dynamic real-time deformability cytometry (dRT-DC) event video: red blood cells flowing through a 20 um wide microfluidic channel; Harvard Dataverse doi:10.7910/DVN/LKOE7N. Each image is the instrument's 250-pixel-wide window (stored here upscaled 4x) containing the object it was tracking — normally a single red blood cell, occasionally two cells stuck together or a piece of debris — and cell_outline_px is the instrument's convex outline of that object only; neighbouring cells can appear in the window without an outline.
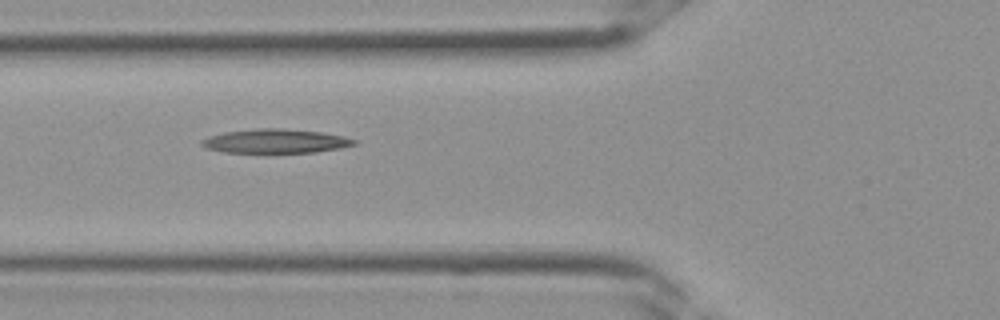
{"species": "Egyptian fruit bat (a non-hibernating species)", "species_latin": "Rousettus aegyptiacus", "temperature_condition": "room temperature", "stored_images_in_passage": 5, "camera_frame_rate_fps": 3000, "um_per_image_px": 0.085, "frame": {"image": 1, "passage_image": 4, "time_ms": 1.0, "image_size_px": [1000, 320], "cell_outline_px": [[360, 144], [340, 148], [316, 152], [224, 152], [208, 148], [200, 144], [200, 140], [224, 132], [256, 128], [280, 128], [320, 132], [344, 136], [360, 140]], "centroid_in_image_um": [23.5, 11.99], "position_along_channel_um": 102.3, "area_um2": 21.33}}
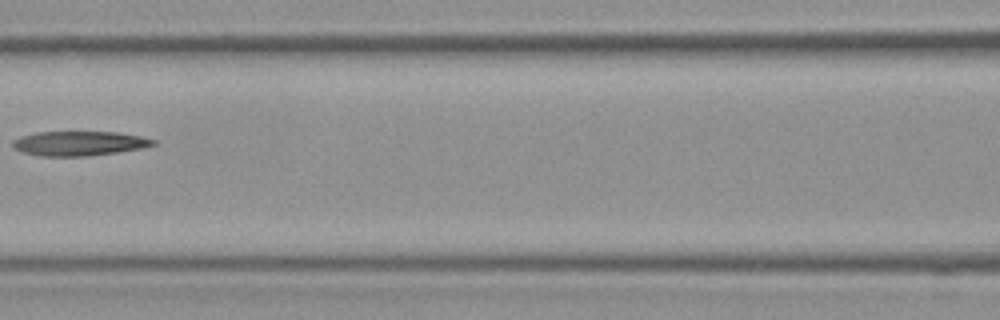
{"frame": {"image": 2, "passage_image": 5, "time_ms": 1.333, "image_size_px": [1000, 320], "cell_outline_px": [[156, 144], [144, 148], [88, 156], [40, 156], [20, 152], [12, 148], [12, 140], [20, 136], [36, 132], [116, 132], [140, 136], [156, 140]], "centroid_in_image_um": [6.68, 12.19], "position_along_channel_um": 159.9, "area_um2": 20.23}}